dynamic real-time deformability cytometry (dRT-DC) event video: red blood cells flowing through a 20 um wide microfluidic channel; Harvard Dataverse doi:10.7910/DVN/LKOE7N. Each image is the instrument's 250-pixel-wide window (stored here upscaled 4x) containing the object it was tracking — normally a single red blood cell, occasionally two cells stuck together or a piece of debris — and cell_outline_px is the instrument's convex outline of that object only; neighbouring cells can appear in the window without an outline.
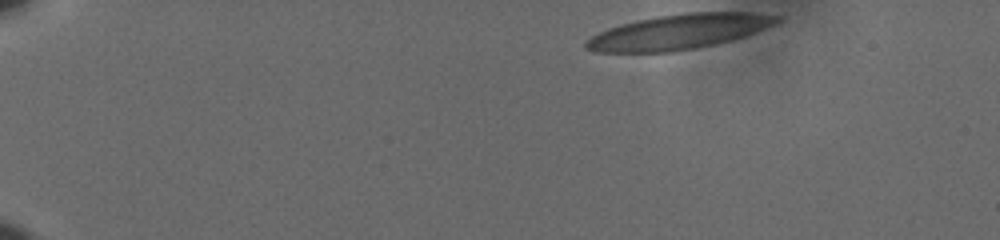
{"species": "human", "species_latin": "Homo sapiens", "temperature_condition": "cold", "stored_images_in_passage": 52, "camera_frame_rate_fps": 3000, "um_per_image_px": 0.085, "donor": {"sex": "male"}, "frame": {"image": 1, "passage_image": 1, "time_ms": 0.0, "image_size_px": [1000, 240], "cell_outline_px": [[780, 20], [776, 24], [756, 32], [732, 40], [696, 48], [668, 52], [596, 52], [584, 48], [584, 44], [592, 36], [608, 28], [620, 24], [636, 20], [656, 16], [688, 12], [752, 12], [780, 16]], "centroid_in_image_um": [57.71, 2.69], "position_along_channel_um": 27.3, "area_um2": 38.84}}
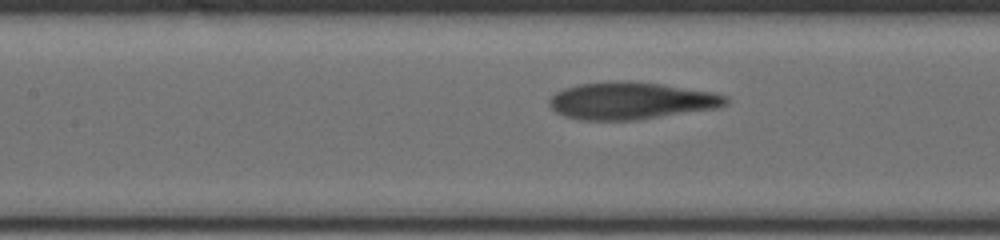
{"frame": {"image": 2, "passage_image": 22, "time_ms": 7.0, "image_size_px": [1000, 240], "cell_outline_px": [[728, 100], [724, 104], [716, 108], [636, 120], [580, 120], [564, 116], [556, 112], [548, 104], [548, 100], [556, 92], [564, 88], [580, 84], [624, 80], [628, 80], [660, 84], [712, 92], [728, 96]], "centroid_in_image_um": [53.59, 8.56], "position_along_channel_um": 153.8, "area_um2": 38.03}}
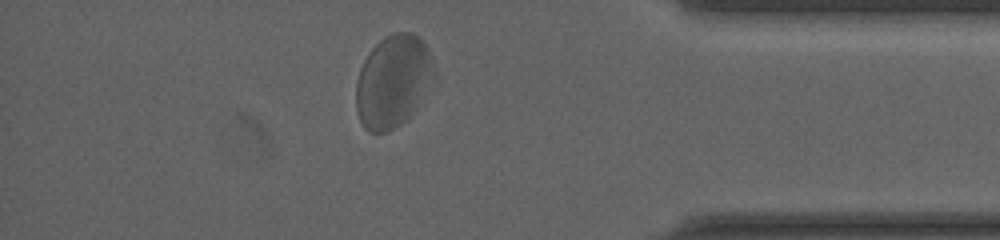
{"frame": {"image": 3, "passage_image": 45, "time_ms": 14.667, "image_size_px": [1000, 240], "cell_outline_px": [[432, 80], [408, 116], [400, 124], [384, 132], [368, 132], [364, 128], [360, 120], [356, 108], [356, 80], [360, 68], [368, 52], [384, 36], [392, 32], [412, 32], [420, 36], [432, 56]], "centroid_in_image_um": [33.35, 6.85], "position_along_channel_um": 401.8, "area_um2": 41.38}, "authors_computed_cell_mechanics": {"area_um2": 38.726, "velocity_mm_per_s": 3.493, "shape_relaxation_time_tau1_ms": 3.5983, "shape_relaxation_time_tau2_ms": null, "deformation_change_tau1": 0.1277, "deformation_change_tau2": null}}